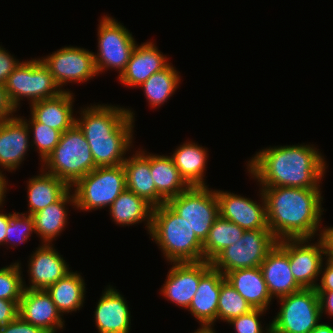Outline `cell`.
<instances>
[{"instance_id": "cell-1", "label": "cell", "mask_w": 333, "mask_h": 333, "mask_svg": "<svg viewBox=\"0 0 333 333\" xmlns=\"http://www.w3.org/2000/svg\"><path fill=\"white\" fill-rule=\"evenodd\" d=\"M250 158L246 169L258 186L320 188L327 171L324 155L313 144L270 146Z\"/></svg>"}, {"instance_id": "cell-2", "label": "cell", "mask_w": 333, "mask_h": 333, "mask_svg": "<svg viewBox=\"0 0 333 333\" xmlns=\"http://www.w3.org/2000/svg\"><path fill=\"white\" fill-rule=\"evenodd\" d=\"M268 228L277 241L316 238L322 225V188L259 186Z\"/></svg>"}, {"instance_id": "cell-3", "label": "cell", "mask_w": 333, "mask_h": 333, "mask_svg": "<svg viewBox=\"0 0 333 333\" xmlns=\"http://www.w3.org/2000/svg\"><path fill=\"white\" fill-rule=\"evenodd\" d=\"M76 125L83 132L96 167L123 164L133 146L135 113L111 104L81 107Z\"/></svg>"}, {"instance_id": "cell-4", "label": "cell", "mask_w": 333, "mask_h": 333, "mask_svg": "<svg viewBox=\"0 0 333 333\" xmlns=\"http://www.w3.org/2000/svg\"><path fill=\"white\" fill-rule=\"evenodd\" d=\"M150 237L170 263L200 262L203 243L197 238L188 221L167 203L153 208Z\"/></svg>"}, {"instance_id": "cell-5", "label": "cell", "mask_w": 333, "mask_h": 333, "mask_svg": "<svg viewBox=\"0 0 333 333\" xmlns=\"http://www.w3.org/2000/svg\"><path fill=\"white\" fill-rule=\"evenodd\" d=\"M41 168L64 180L70 187L96 168L90 146L76 124L62 133L59 143L42 162Z\"/></svg>"}, {"instance_id": "cell-6", "label": "cell", "mask_w": 333, "mask_h": 333, "mask_svg": "<svg viewBox=\"0 0 333 333\" xmlns=\"http://www.w3.org/2000/svg\"><path fill=\"white\" fill-rule=\"evenodd\" d=\"M76 209L91 211L110 207L126 189V173L123 164L96 167L77 180L71 187Z\"/></svg>"}, {"instance_id": "cell-7", "label": "cell", "mask_w": 333, "mask_h": 333, "mask_svg": "<svg viewBox=\"0 0 333 333\" xmlns=\"http://www.w3.org/2000/svg\"><path fill=\"white\" fill-rule=\"evenodd\" d=\"M4 87L15 108L27 98L29 105L39 100L58 96L63 90L54 81L53 75L40 58L25 60L8 76Z\"/></svg>"}, {"instance_id": "cell-8", "label": "cell", "mask_w": 333, "mask_h": 333, "mask_svg": "<svg viewBox=\"0 0 333 333\" xmlns=\"http://www.w3.org/2000/svg\"><path fill=\"white\" fill-rule=\"evenodd\" d=\"M122 24L109 15H103L99 20L98 50L93 52L98 75L114 69L120 76L128 64L137 42L132 32Z\"/></svg>"}, {"instance_id": "cell-9", "label": "cell", "mask_w": 333, "mask_h": 333, "mask_svg": "<svg viewBox=\"0 0 333 333\" xmlns=\"http://www.w3.org/2000/svg\"><path fill=\"white\" fill-rule=\"evenodd\" d=\"M278 299L279 312L270 322L276 333H311L320 323L322 316L316 289L302 288Z\"/></svg>"}, {"instance_id": "cell-10", "label": "cell", "mask_w": 333, "mask_h": 333, "mask_svg": "<svg viewBox=\"0 0 333 333\" xmlns=\"http://www.w3.org/2000/svg\"><path fill=\"white\" fill-rule=\"evenodd\" d=\"M276 244L270 229L245 231L242 238L223 249L210 263L224 276L236 269L259 267Z\"/></svg>"}, {"instance_id": "cell-11", "label": "cell", "mask_w": 333, "mask_h": 333, "mask_svg": "<svg viewBox=\"0 0 333 333\" xmlns=\"http://www.w3.org/2000/svg\"><path fill=\"white\" fill-rule=\"evenodd\" d=\"M209 186H190L166 203L182 218L186 219L197 238L204 243L209 231L219 216L216 190Z\"/></svg>"}, {"instance_id": "cell-12", "label": "cell", "mask_w": 333, "mask_h": 333, "mask_svg": "<svg viewBox=\"0 0 333 333\" xmlns=\"http://www.w3.org/2000/svg\"><path fill=\"white\" fill-rule=\"evenodd\" d=\"M41 60L63 91H66L63 85L66 86L67 83H85L99 76L93 52L81 47L65 46L41 57Z\"/></svg>"}, {"instance_id": "cell-13", "label": "cell", "mask_w": 333, "mask_h": 333, "mask_svg": "<svg viewBox=\"0 0 333 333\" xmlns=\"http://www.w3.org/2000/svg\"><path fill=\"white\" fill-rule=\"evenodd\" d=\"M170 267L160 292L166 300L188 309L201 277L212 267L209 261L169 263Z\"/></svg>"}, {"instance_id": "cell-14", "label": "cell", "mask_w": 333, "mask_h": 333, "mask_svg": "<svg viewBox=\"0 0 333 333\" xmlns=\"http://www.w3.org/2000/svg\"><path fill=\"white\" fill-rule=\"evenodd\" d=\"M215 190L219 202V215L222 218L237 224L245 231L269 229L265 199L260 188L261 204L233 192Z\"/></svg>"}, {"instance_id": "cell-15", "label": "cell", "mask_w": 333, "mask_h": 333, "mask_svg": "<svg viewBox=\"0 0 333 333\" xmlns=\"http://www.w3.org/2000/svg\"><path fill=\"white\" fill-rule=\"evenodd\" d=\"M288 239V257L294 279L302 288L315 289L323 262L326 260L320 240ZM324 256V257H323Z\"/></svg>"}, {"instance_id": "cell-16", "label": "cell", "mask_w": 333, "mask_h": 333, "mask_svg": "<svg viewBox=\"0 0 333 333\" xmlns=\"http://www.w3.org/2000/svg\"><path fill=\"white\" fill-rule=\"evenodd\" d=\"M30 136L28 125L19 115L0 122V180L6 186L8 180L2 172L5 169L12 173L21 166L31 146Z\"/></svg>"}, {"instance_id": "cell-17", "label": "cell", "mask_w": 333, "mask_h": 333, "mask_svg": "<svg viewBox=\"0 0 333 333\" xmlns=\"http://www.w3.org/2000/svg\"><path fill=\"white\" fill-rule=\"evenodd\" d=\"M225 276L211 267L200 279L197 291L188 311L201 325L192 333H216L214 323L217 322L218 299Z\"/></svg>"}, {"instance_id": "cell-18", "label": "cell", "mask_w": 333, "mask_h": 333, "mask_svg": "<svg viewBox=\"0 0 333 333\" xmlns=\"http://www.w3.org/2000/svg\"><path fill=\"white\" fill-rule=\"evenodd\" d=\"M36 249L27 261L29 286L25 284V280H23V286L24 289L46 290L72 270L53 244H42Z\"/></svg>"}, {"instance_id": "cell-19", "label": "cell", "mask_w": 333, "mask_h": 333, "mask_svg": "<svg viewBox=\"0 0 333 333\" xmlns=\"http://www.w3.org/2000/svg\"><path fill=\"white\" fill-rule=\"evenodd\" d=\"M260 268L273 299L278 300L302 289L290 269L288 239L277 241V244L267 253Z\"/></svg>"}, {"instance_id": "cell-20", "label": "cell", "mask_w": 333, "mask_h": 333, "mask_svg": "<svg viewBox=\"0 0 333 333\" xmlns=\"http://www.w3.org/2000/svg\"><path fill=\"white\" fill-rule=\"evenodd\" d=\"M18 315L48 333H57L65 328V321L46 290L24 289Z\"/></svg>"}, {"instance_id": "cell-21", "label": "cell", "mask_w": 333, "mask_h": 333, "mask_svg": "<svg viewBox=\"0 0 333 333\" xmlns=\"http://www.w3.org/2000/svg\"><path fill=\"white\" fill-rule=\"evenodd\" d=\"M123 296L111 285L102 292L93 317L99 333H130L132 316Z\"/></svg>"}, {"instance_id": "cell-22", "label": "cell", "mask_w": 333, "mask_h": 333, "mask_svg": "<svg viewBox=\"0 0 333 333\" xmlns=\"http://www.w3.org/2000/svg\"><path fill=\"white\" fill-rule=\"evenodd\" d=\"M168 59L153 41L136 44L125 70L118 76L119 82L128 88H139L151 75L166 68L171 63Z\"/></svg>"}, {"instance_id": "cell-23", "label": "cell", "mask_w": 333, "mask_h": 333, "mask_svg": "<svg viewBox=\"0 0 333 333\" xmlns=\"http://www.w3.org/2000/svg\"><path fill=\"white\" fill-rule=\"evenodd\" d=\"M140 150V151H139ZM126 173V189L143 198L153 208L167 201L157 192L150 172V153L139 149L123 163Z\"/></svg>"}, {"instance_id": "cell-24", "label": "cell", "mask_w": 333, "mask_h": 333, "mask_svg": "<svg viewBox=\"0 0 333 333\" xmlns=\"http://www.w3.org/2000/svg\"><path fill=\"white\" fill-rule=\"evenodd\" d=\"M74 96L73 92L67 89L56 97L36 101L30 105V114L38 122L63 133L76 124Z\"/></svg>"}, {"instance_id": "cell-25", "label": "cell", "mask_w": 333, "mask_h": 333, "mask_svg": "<svg viewBox=\"0 0 333 333\" xmlns=\"http://www.w3.org/2000/svg\"><path fill=\"white\" fill-rule=\"evenodd\" d=\"M72 191L70 188L58 201L31 215L34 220L35 234L40 237L41 244H52L65 229L68 223L67 204L76 208Z\"/></svg>"}, {"instance_id": "cell-26", "label": "cell", "mask_w": 333, "mask_h": 333, "mask_svg": "<svg viewBox=\"0 0 333 333\" xmlns=\"http://www.w3.org/2000/svg\"><path fill=\"white\" fill-rule=\"evenodd\" d=\"M225 278L253 308L266 311L269 309L273 298L268 291L260 266L230 271Z\"/></svg>"}, {"instance_id": "cell-27", "label": "cell", "mask_w": 333, "mask_h": 333, "mask_svg": "<svg viewBox=\"0 0 333 333\" xmlns=\"http://www.w3.org/2000/svg\"><path fill=\"white\" fill-rule=\"evenodd\" d=\"M207 149L194 141H186L170 155L180 175L189 186H209L205 181L209 157Z\"/></svg>"}, {"instance_id": "cell-28", "label": "cell", "mask_w": 333, "mask_h": 333, "mask_svg": "<svg viewBox=\"0 0 333 333\" xmlns=\"http://www.w3.org/2000/svg\"><path fill=\"white\" fill-rule=\"evenodd\" d=\"M28 180V212L26 214L29 215L55 203L70 189V186L64 180L47 173L42 168L38 175L32 176Z\"/></svg>"}, {"instance_id": "cell-29", "label": "cell", "mask_w": 333, "mask_h": 333, "mask_svg": "<svg viewBox=\"0 0 333 333\" xmlns=\"http://www.w3.org/2000/svg\"><path fill=\"white\" fill-rule=\"evenodd\" d=\"M112 219L119 226L145 223L148 234L152 226L153 207L134 192L125 189L109 207Z\"/></svg>"}, {"instance_id": "cell-30", "label": "cell", "mask_w": 333, "mask_h": 333, "mask_svg": "<svg viewBox=\"0 0 333 333\" xmlns=\"http://www.w3.org/2000/svg\"><path fill=\"white\" fill-rule=\"evenodd\" d=\"M85 279L81 273L73 270L55 284L50 285L46 291L52 297L57 310L63 316L66 313L79 311L85 302ZM65 313V314H64Z\"/></svg>"}, {"instance_id": "cell-31", "label": "cell", "mask_w": 333, "mask_h": 333, "mask_svg": "<svg viewBox=\"0 0 333 333\" xmlns=\"http://www.w3.org/2000/svg\"><path fill=\"white\" fill-rule=\"evenodd\" d=\"M150 172L157 192L166 201L190 187L168 155L150 153Z\"/></svg>"}, {"instance_id": "cell-32", "label": "cell", "mask_w": 333, "mask_h": 333, "mask_svg": "<svg viewBox=\"0 0 333 333\" xmlns=\"http://www.w3.org/2000/svg\"><path fill=\"white\" fill-rule=\"evenodd\" d=\"M179 73L176 67H173L172 63H170L162 71L151 75L139 86L143 89L150 108L161 107L174 95L181 82Z\"/></svg>"}, {"instance_id": "cell-33", "label": "cell", "mask_w": 333, "mask_h": 333, "mask_svg": "<svg viewBox=\"0 0 333 333\" xmlns=\"http://www.w3.org/2000/svg\"><path fill=\"white\" fill-rule=\"evenodd\" d=\"M244 229L237 224L222 218L215 219L207 239L203 243V258L211 262L223 249L234 245L242 238Z\"/></svg>"}, {"instance_id": "cell-34", "label": "cell", "mask_w": 333, "mask_h": 333, "mask_svg": "<svg viewBox=\"0 0 333 333\" xmlns=\"http://www.w3.org/2000/svg\"><path fill=\"white\" fill-rule=\"evenodd\" d=\"M20 117L26 122L30 133L33 135L31 148L34 147L36 151H39L37 153L42 163L59 143L62 132L38 122L32 115H30L28 120L24 116Z\"/></svg>"}, {"instance_id": "cell-35", "label": "cell", "mask_w": 333, "mask_h": 333, "mask_svg": "<svg viewBox=\"0 0 333 333\" xmlns=\"http://www.w3.org/2000/svg\"><path fill=\"white\" fill-rule=\"evenodd\" d=\"M252 309L253 307L227 281L221 285L217 309L218 321L227 323Z\"/></svg>"}, {"instance_id": "cell-36", "label": "cell", "mask_w": 333, "mask_h": 333, "mask_svg": "<svg viewBox=\"0 0 333 333\" xmlns=\"http://www.w3.org/2000/svg\"><path fill=\"white\" fill-rule=\"evenodd\" d=\"M20 261L0 268V299L20 301L24 291Z\"/></svg>"}, {"instance_id": "cell-37", "label": "cell", "mask_w": 333, "mask_h": 333, "mask_svg": "<svg viewBox=\"0 0 333 333\" xmlns=\"http://www.w3.org/2000/svg\"><path fill=\"white\" fill-rule=\"evenodd\" d=\"M33 232L35 233L34 220L31 215L26 214L25 212L10 213L5 244L7 246L10 245V247L12 246L11 248L14 249L18 244L20 245L27 242Z\"/></svg>"}, {"instance_id": "cell-38", "label": "cell", "mask_w": 333, "mask_h": 333, "mask_svg": "<svg viewBox=\"0 0 333 333\" xmlns=\"http://www.w3.org/2000/svg\"><path fill=\"white\" fill-rule=\"evenodd\" d=\"M266 313V310L253 308L248 313L235 317L227 322L234 327L236 333H267L271 329V323L266 324L264 328L260 319ZM265 329V330H263Z\"/></svg>"}, {"instance_id": "cell-39", "label": "cell", "mask_w": 333, "mask_h": 333, "mask_svg": "<svg viewBox=\"0 0 333 333\" xmlns=\"http://www.w3.org/2000/svg\"><path fill=\"white\" fill-rule=\"evenodd\" d=\"M0 333H48L43 328L23 320L19 315L8 324L0 327Z\"/></svg>"}, {"instance_id": "cell-40", "label": "cell", "mask_w": 333, "mask_h": 333, "mask_svg": "<svg viewBox=\"0 0 333 333\" xmlns=\"http://www.w3.org/2000/svg\"><path fill=\"white\" fill-rule=\"evenodd\" d=\"M21 62L0 45V84H5L8 76Z\"/></svg>"}, {"instance_id": "cell-41", "label": "cell", "mask_w": 333, "mask_h": 333, "mask_svg": "<svg viewBox=\"0 0 333 333\" xmlns=\"http://www.w3.org/2000/svg\"><path fill=\"white\" fill-rule=\"evenodd\" d=\"M19 301L0 299V327L13 321L18 316Z\"/></svg>"}, {"instance_id": "cell-42", "label": "cell", "mask_w": 333, "mask_h": 333, "mask_svg": "<svg viewBox=\"0 0 333 333\" xmlns=\"http://www.w3.org/2000/svg\"><path fill=\"white\" fill-rule=\"evenodd\" d=\"M16 110L11 104L6 89L3 84H0V122L13 118Z\"/></svg>"}, {"instance_id": "cell-43", "label": "cell", "mask_w": 333, "mask_h": 333, "mask_svg": "<svg viewBox=\"0 0 333 333\" xmlns=\"http://www.w3.org/2000/svg\"><path fill=\"white\" fill-rule=\"evenodd\" d=\"M320 275L321 280L315 288L316 291H333V267L327 261H324Z\"/></svg>"}, {"instance_id": "cell-44", "label": "cell", "mask_w": 333, "mask_h": 333, "mask_svg": "<svg viewBox=\"0 0 333 333\" xmlns=\"http://www.w3.org/2000/svg\"><path fill=\"white\" fill-rule=\"evenodd\" d=\"M319 297L321 316L333 317V291H316Z\"/></svg>"}, {"instance_id": "cell-45", "label": "cell", "mask_w": 333, "mask_h": 333, "mask_svg": "<svg viewBox=\"0 0 333 333\" xmlns=\"http://www.w3.org/2000/svg\"><path fill=\"white\" fill-rule=\"evenodd\" d=\"M318 236L325 255H333V227H323Z\"/></svg>"}, {"instance_id": "cell-46", "label": "cell", "mask_w": 333, "mask_h": 333, "mask_svg": "<svg viewBox=\"0 0 333 333\" xmlns=\"http://www.w3.org/2000/svg\"><path fill=\"white\" fill-rule=\"evenodd\" d=\"M6 195L0 200V209L3 208V204L5 203ZM10 221V213H3L0 210V245L5 246V237L7 234V227Z\"/></svg>"}, {"instance_id": "cell-47", "label": "cell", "mask_w": 333, "mask_h": 333, "mask_svg": "<svg viewBox=\"0 0 333 333\" xmlns=\"http://www.w3.org/2000/svg\"><path fill=\"white\" fill-rule=\"evenodd\" d=\"M311 333H333V326L329 323H319Z\"/></svg>"}, {"instance_id": "cell-48", "label": "cell", "mask_w": 333, "mask_h": 333, "mask_svg": "<svg viewBox=\"0 0 333 333\" xmlns=\"http://www.w3.org/2000/svg\"><path fill=\"white\" fill-rule=\"evenodd\" d=\"M7 190L8 188L6 184L2 180H0V200L6 195Z\"/></svg>"}, {"instance_id": "cell-49", "label": "cell", "mask_w": 333, "mask_h": 333, "mask_svg": "<svg viewBox=\"0 0 333 333\" xmlns=\"http://www.w3.org/2000/svg\"><path fill=\"white\" fill-rule=\"evenodd\" d=\"M326 261L333 267V255H325Z\"/></svg>"}, {"instance_id": "cell-50", "label": "cell", "mask_w": 333, "mask_h": 333, "mask_svg": "<svg viewBox=\"0 0 333 333\" xmlns=\"http://www.w3.org/2000/svg\"><path fill=\"white\" fill-rule=\"evenodd\" d=\"M267 333H276V332L270 329Z\"/></svg>"}]
</instances>
